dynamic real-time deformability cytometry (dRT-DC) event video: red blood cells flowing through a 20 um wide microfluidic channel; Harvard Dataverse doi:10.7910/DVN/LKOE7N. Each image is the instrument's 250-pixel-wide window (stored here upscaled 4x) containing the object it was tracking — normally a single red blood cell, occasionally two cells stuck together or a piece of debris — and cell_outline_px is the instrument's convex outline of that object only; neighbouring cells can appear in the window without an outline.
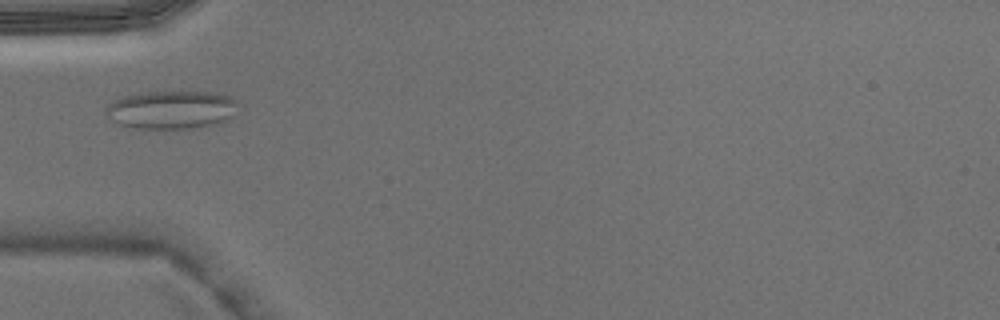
{"species": "Egyptian fruit bat (a non-hibernating species)", "species_latin": "Rousettus aegyptiacus", "temperature_condition": "warm", "stored_images_in_passage": 3, "camera_frame_rate_fps": 3000, "um_per_image_px": 0.085, "animal": {"sex": "male"}, "frame": {"image": 1, "passage_image": 2, "time_ms": 0.333, "image_size_px": [1000, 320], "cell_outline_px": [[236, 104], [232, 116], [224, 120], [212, 124], [192, 128], [136, 128], [120, 124], [108, 116], [104, 108], [112, 100], [124, 96], [148, 92], [216, 92], [232, 96], [236, 100]], "centroid_in_image_um": [14.56, 9.31], "position_along_channel_um": 70.4, "area_um2": 29.07}}